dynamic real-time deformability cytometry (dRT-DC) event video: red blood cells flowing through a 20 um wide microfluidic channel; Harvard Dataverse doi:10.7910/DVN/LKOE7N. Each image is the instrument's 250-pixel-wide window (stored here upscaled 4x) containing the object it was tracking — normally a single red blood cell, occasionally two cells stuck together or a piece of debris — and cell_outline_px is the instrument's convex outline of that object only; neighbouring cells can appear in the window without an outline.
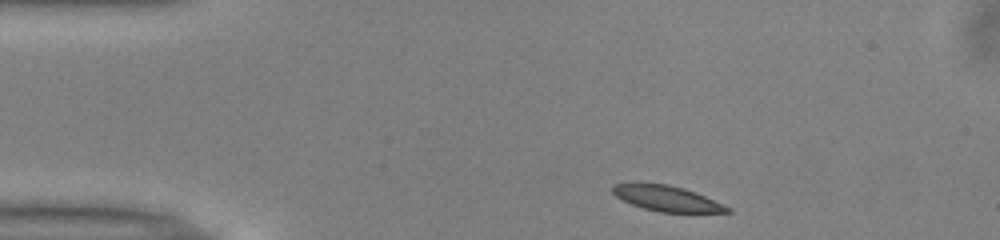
{"species": "common noctule bat (a hibernating species)", "species_latin": "Nyctalus noctula", "temperature_condition": "warm", "stored_images_in_passage": 44, "camera_frame_rate_fps": 3000, "um_per_image_px": 0.085, "animal": {"sex": "male", "body_mass_g": 13.0, "forearm_length_mm": 53.1}, "frame": {"image": 1, "passage_image": 1, "time_ms": 0.0, "image_size_px": [1000, 240], "cell_outline_px": [[732, 212], [660, 212], [644, 208], [632, 204], [616, 196], [612, 192], [612, 184], [640, 180], [668, 184], [684, 188], [696, 192], [732, 208]], "centroid_in_image_um": [56.62, 16.81], "position_along_channel_um": 28.4, "area_um2": 17.51}}
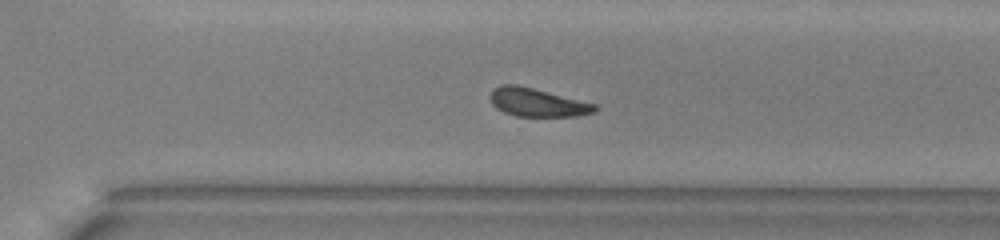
{"frame": {"image": 2, "passage_image": 28, "time_ms": 9.0, "image_size_px": [1000, 240], "cell_outline_px": [[600, 108], [592, 112], [576, 116], [516, 116], [504, 112], [496, 108], [492, 104], [488, 96], [492, 88], [500, 84], [516, 84], [596, 104]], "centroid_in_image_um": [45.6, 8.7], "position_along_channel_um": 325.0, "area_um2": 17.28}}
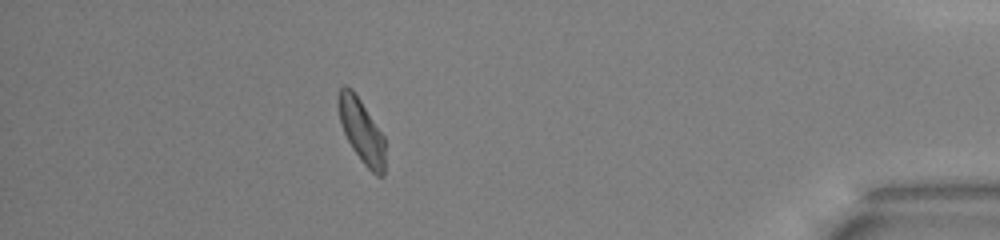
{"frame": {"image": 3, "passage_image": 38, "time_ms": 12.333, "image_size_px": [1000, 240], "cell_outline_px": [[384, 176], [376, 176], [360, 160], [352, 148], [340, 124], [336, 104], [336, 96], [340, 88], [344, 84], [352, 88], [384, 136]], "centroid_in_image_um": [30.68, 11.08], "position_along_channel_um": 404.5, "area_um2": 17.57}, "authors_computed_cell_mechanics": {"area_um2": 17.918, "velocity_mm_per_s": 3.9397, "shape_relaxation_time_tau1_ms": 2.7951, "shape_relaxation_time_tau2_ms": 7.7342, "deformation_change_tau1": 0.0967, "deformation_change_tau2": 0.1056}}